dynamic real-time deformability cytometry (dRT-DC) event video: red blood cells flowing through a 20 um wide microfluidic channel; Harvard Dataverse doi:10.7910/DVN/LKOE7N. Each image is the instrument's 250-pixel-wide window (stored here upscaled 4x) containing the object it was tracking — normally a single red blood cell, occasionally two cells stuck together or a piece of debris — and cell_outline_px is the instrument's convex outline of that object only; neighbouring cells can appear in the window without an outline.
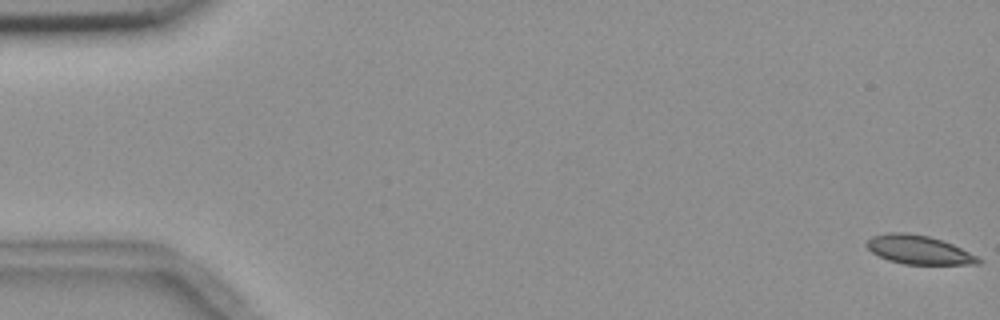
{"species": "common noctule bat (a hibernating species)", "species_latin": "Nyctalus noctula", "temperature_condition": "room temperature", "stored_images_in_passage": 7, "camera_frame_rate_fps": 3000, "um_per_image_px": 0.085, "animal": {"sex": "female", "body_mass_g": 18.4}, "frame": {"image": 1, "passage_image": 1, "time_ms": 0.0, "image_size_px": [1000, 320], "cell_outline_px": [[980, 264], [904, 264], [888, 260], [872, 252], [864, 244], [872, 236], [888, 232], [904, 232], [928, 236], [944, 240], [976, 256], [980, 260]], "centroid_in_image_um": [78.05, 21.22], "position_along_channel_um": 6.9, "area_um2": 18.55}}